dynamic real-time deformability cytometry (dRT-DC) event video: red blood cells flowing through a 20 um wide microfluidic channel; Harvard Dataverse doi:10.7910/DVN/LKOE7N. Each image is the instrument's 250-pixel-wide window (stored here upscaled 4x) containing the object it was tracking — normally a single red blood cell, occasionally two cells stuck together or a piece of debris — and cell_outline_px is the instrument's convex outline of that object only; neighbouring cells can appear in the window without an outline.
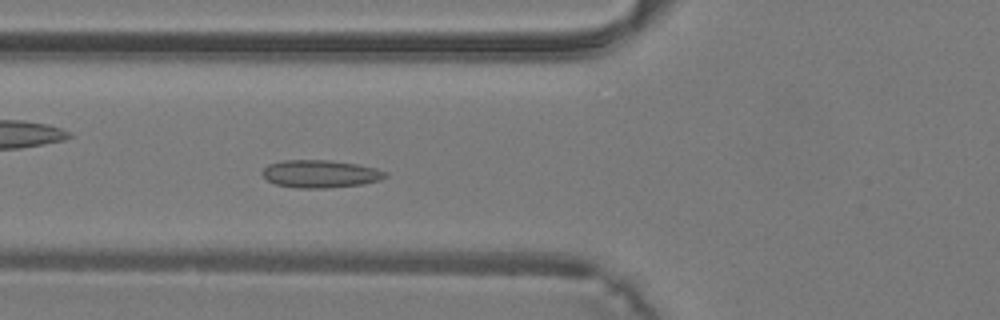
{"species": "common noctule bat (a hibernating species)", "species_latin": "Nyctalus noctula", "temperature_condition": "warm", "stored_images_in_passage": 38, "camera_frame_rate_fps": 3000, "um_per_image_px": 0.085, "animal": {"sex": "male", "body_mass_g": 19.2, "forearm_length_mm": 51.8}, "frame": {"image": 1, "passage_image": 12, "time_ms": 3.667, "image_size_px": [1000, 320], "cell_outline_px": [[388, 176], [380, 180], [364, 184], [324, 188], [296, 188], [276, 184], [268, 180], [260, 172], [268, 164], [284, 160], [328, 160], [356, 164], [376, 168], [388, 172]], "centroid_in_image_um": [27.24, 14.78], "position_along_channel_um": 98.6, "area_um2": 19.88}}
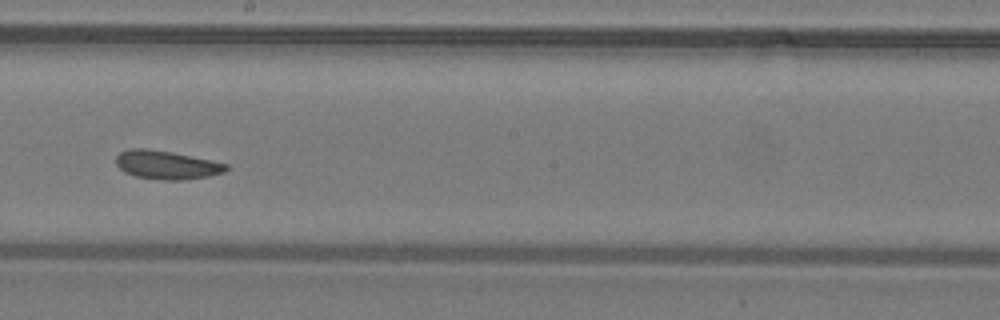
{"frame": {"image": 2, "passage_image": 20, "time_ms": 6.333, "image_size_px": [1000, 320], "cell_outline_px": [[228, 168], [224, 172], [208, 176], [184, 180], [160, 180], [136, 176], [124, 172], [116, 164], [116, 156], [120, 152], [128, 148], [148, 148], [172, 152], [228, 164]], "centroid_in_image_um": [14.13, 14.01], "position_along_channel_um": 234.1, "area_um2": 18.32}}
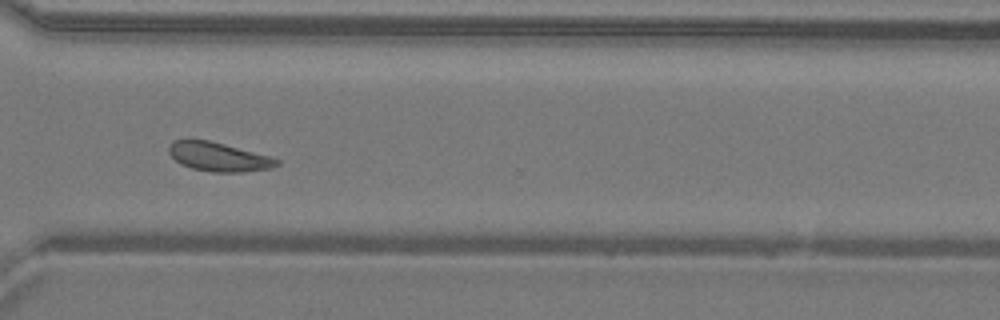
{"frame": {"image": 3, "passage_image": 27, "time_ms": 8.667, "image_size_px": [1000, 320], "cell_outline_px": [[280, 164], [272, 168], [244, 172], [212, 172], [192, 168], [180, 164], [168, 152], [168, 148], [172, 140], [208, 140], [224, 144], [268, 156], [280, 160]], "centroid_in_image_um": [18.57, 13.34], "position_along_channel_um": 352.0, "area_um2": 18.03}}